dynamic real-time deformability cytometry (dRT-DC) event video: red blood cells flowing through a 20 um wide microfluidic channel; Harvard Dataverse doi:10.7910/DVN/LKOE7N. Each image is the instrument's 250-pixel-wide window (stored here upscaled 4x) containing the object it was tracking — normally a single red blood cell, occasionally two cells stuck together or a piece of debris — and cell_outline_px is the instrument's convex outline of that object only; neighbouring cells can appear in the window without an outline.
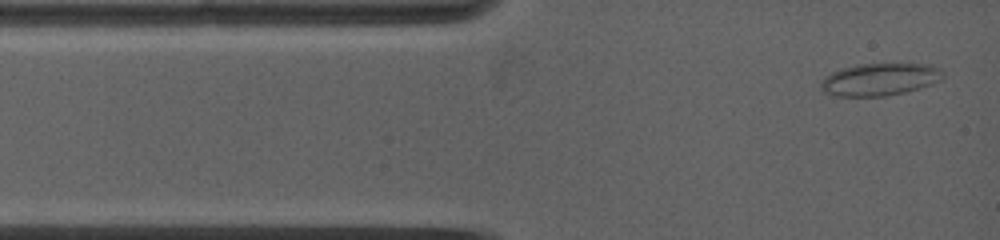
{"species": "common noctule bat (a hibernating species)", "species_latin": "Nyctalus noctula", "temperature_condition": "warm", "stored_images_in_passage": 6, "camera_frame_rate_fps": 5000, "um_per_image_px": 0.085, "animal": {"sex": "female", "body_mass_g": 19.0, "forearm_length_mm": 53.3}, "frame": {"image": 1, "passage_image": 1, "time_ms": 0.0, "image_size_px": [1000, 240], "cell_outline_px": [[944, 76], [940, 80], [932, 84], [904, 92], [884, 96], [832, 96], [824, 92], [820, 88], [820, 80], [824, 76], [840, 68], [856, 64], [932, 64], [940, 68], [944, 72]], "centroid_in_image_um": [74.75, 6.74], "position_along_channel_um": 10.3, "area_um2": 23.29}}
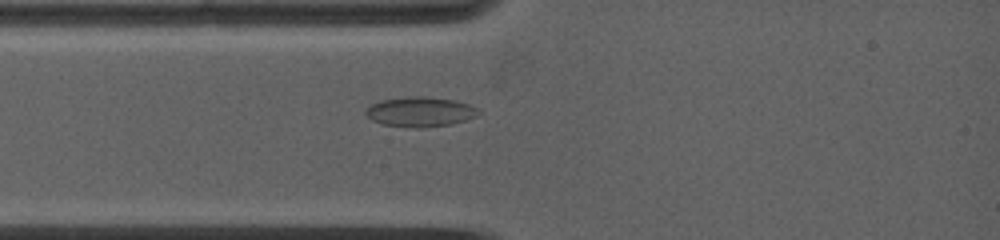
{"frame": {"image": 2, "passage_image": 4, "time_ms": 2.0, "image_size_px": [1000, 240], "cell_outline_px": [[480, 112], [476, 116], [452, 124], [416, 128], [412, 128], [384, 124], [372, 120], [364, 112], [372, 104], [380, 100], [408, 96], [424, 96], [452, 100], [468, 104], [476, 108]], "centroid_in_image_um": [35.69, 9.5], "position_along_channel_um": 49.3, "area_um2": 19.36}}
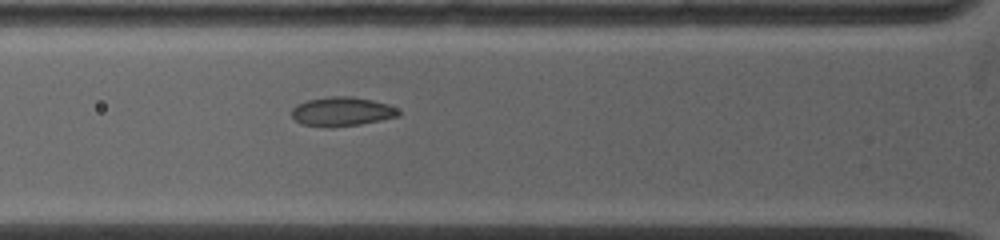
{"frame": {"image": 3, "passage_image": 6, "time_ms": 3.2, "image_size_px": [1000, 240], "cell_outline_px": [[400, 116], [360, 124], [332, 128], [300, 124], [292, 116], [292, 108], [296, 104], [308, 100], [332, 96], [352, 96], [372, 100], [388, 104], [396, 108], [400, 112]], "centroid_in_image_um": [29.05, 9.49], "position_along_channel_um": 96.8, "area_um2": 18.21}}